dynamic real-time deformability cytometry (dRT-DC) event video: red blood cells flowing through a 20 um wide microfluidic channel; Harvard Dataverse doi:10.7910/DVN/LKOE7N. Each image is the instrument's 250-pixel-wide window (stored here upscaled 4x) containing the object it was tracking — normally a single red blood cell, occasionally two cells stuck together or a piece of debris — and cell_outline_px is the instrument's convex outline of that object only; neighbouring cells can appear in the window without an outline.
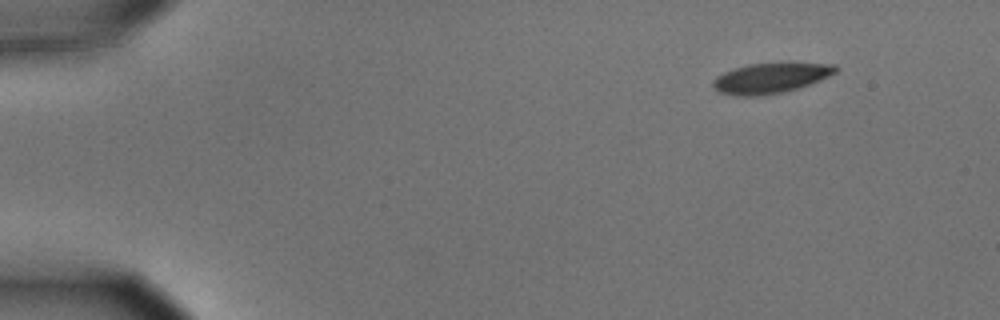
{"species": "common noctule bat (a hibernating species)", "species_latin": "Nyctalus noctula", "temperature_condition": "cold", "stored_images_in_passage": 51, "camera_frame_rate_fps": 3000, "um_per_image_px": 0.085, "animal": {"sex": "male", "body_mass_g": 15.6}, "frame": {"image": 1, "passage_image": 1, "time_ms": 0.0, "image_size_px": [1000, 320], "cell_outline_px": [[840, 68], [836, 72], [820, 80], [784, 92], [756, 96], [736, 96], [720, 92], [712, 88], [712, 80], [716, 76], [724, 72], [748, 64], [780, 60], [792, 60], [836, 64]], "centroid_in_image_um": [65.56, 6.57], "position_along_channel_um": 19.4, "area_um2": 22.66}}
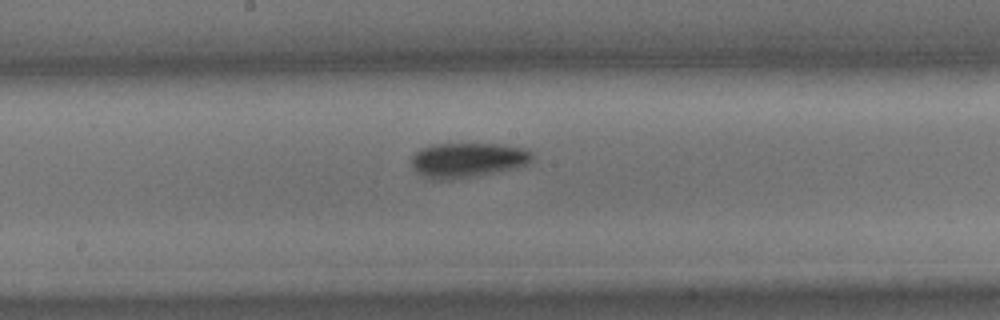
{"frame": {"image": 2, "passage_image": 25, "time_ms": 8.0, "image_size_px": [1000, 320], "cell_outline_px": [[532, 160], [528, 164], [516, 168], [456, 180], [428, 180], [416, 172], [412, 168], [412, 156], [420, 148], [432, 144], [504, 144], [524, 148], [532, 152]], "centroid_in_image_um": [39.72, 13.62], "position_along_channel_um": 208.5, "area_um2": 24.97}}
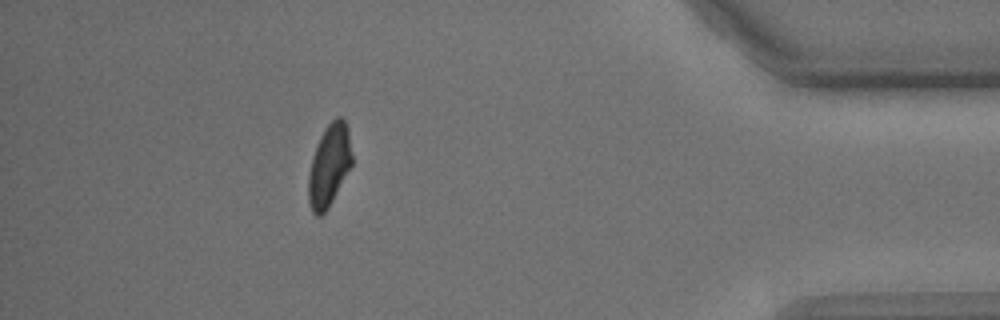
{"frame": {"image": 3, "passage_image": 45, "time_ms": 14.667, "image_size_px": [1000, 320], "cell_outline_px": [[352, 164], [328, 208], [320, 216], [316, 216], [312, 212], [308, 200], [308, 176], [312, 156], [316, 144], [320, 136], [328, 124], [336, 116], [340, 116], [344, 120], [348, 128], [352, 156]], "centroid_in_image_um": [27.97, 14.05], "position_along_channel_um": 407.2, "area_um2": 20.81}, "authors_computed_cell_mechanics": {"area_um2": 22.9466, "velocity_mm_per_s": 3.6258, "shape_relaxation_time_tau1_ms": 2.7581, "shape_relaxation_time_tau2_ms": 6.4121, "deformation_change_tau1": 0.1003, "deformation_change_tau2": 0.1201}}